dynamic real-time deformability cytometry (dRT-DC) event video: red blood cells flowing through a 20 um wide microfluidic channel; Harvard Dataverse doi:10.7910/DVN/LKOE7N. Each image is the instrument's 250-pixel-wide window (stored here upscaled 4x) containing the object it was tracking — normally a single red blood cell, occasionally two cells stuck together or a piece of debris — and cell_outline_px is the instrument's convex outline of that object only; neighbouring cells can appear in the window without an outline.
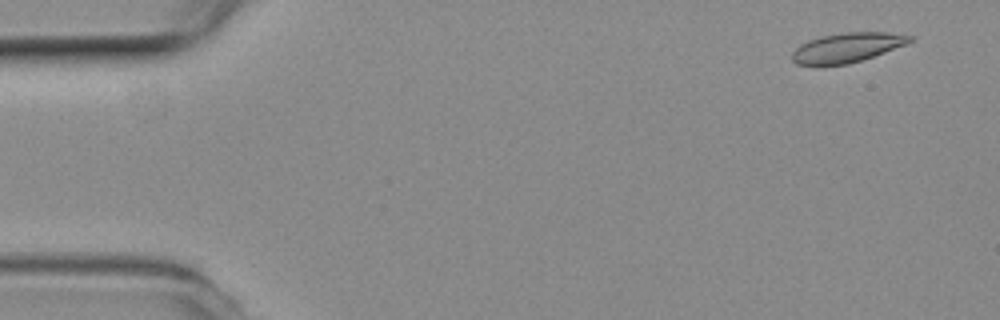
{"species": "common noctule bat (a hibernating species)", "species_latin": "Nyctalus noctula", "temperature_condition": "room temperature", "stored_images_in_passage": 5, "camera_frame_rate_fps": 3000, "um_per_image_px": 0.085, "animal": {"sex": "female", "body_mass_g": 19.3, "forearm_length_mm": 54.1}, "frame": {"image": 1, "passage_image": 1, "time_ms": 0.0, "image_size_px": [1000, 320], "cell_outline_px": [[912, 40], [908, 44], [848, 64], [816, 68], [796, 64], [792, 60], [792, 52], [800, 44], [808, 40], [820, 36], [844, 32], [888, 32], [912, 36]], "centroid_in_image_um": [71.92, 4.08], "position_along_channel_um": 13.1, "area_um2": 20.75}}
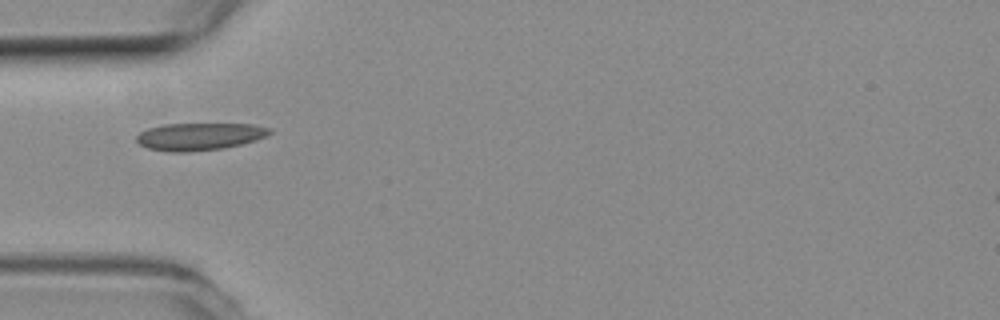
{"frame": {"image": 2, "passage_image": 5, "time_ms": 1.333, "image_size_px": [1000, 320], "cell_outline_px": [[272, 132], [256, 140], [224, 148], [188, 152], [172, 152], [148, 148], [140, 144], [136, 140], [136, 136], [140, 132], [148, 128], [164, 124], [252, 124], [272, 128]], "centroid_in_image_um": [16.95, 11.6], "position_along_channel_um": 68.1, "area_um2": 21.15}}